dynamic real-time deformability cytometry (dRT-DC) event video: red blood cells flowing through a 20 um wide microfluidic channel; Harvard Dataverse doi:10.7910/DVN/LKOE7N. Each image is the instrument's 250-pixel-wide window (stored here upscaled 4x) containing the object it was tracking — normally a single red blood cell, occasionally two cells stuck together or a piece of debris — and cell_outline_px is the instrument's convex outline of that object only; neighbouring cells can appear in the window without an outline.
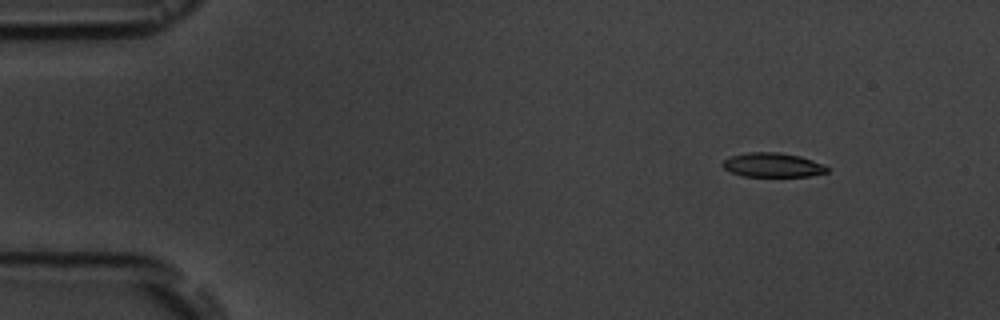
{"species": "common noctule bat (a hibernating species)", "species_latin": "Nyctalus noctula", "temperature_condition": "room temperature", "stored_images_in_passage": 4, "camera_frame_rate_fps": 3000, "um_per_image_px": 0.085, "animal": {"sex": "male", "body_mass_g": 19.5, "forearm_length_mm": 54.6}, "frame": {"image": 1, "passage_image": 1, "time_ms": 0.0, "image_size_px": [1000, 320], "cell_outline_px": [[828, 172], [808, 176], [744, 176], [732, 172], [724, 168], [724, 160], [732, 156], [748, 152], [780, 152], [800, 156], [824, 164], [828, 168]], "centroid_in_image_um": [65.72, 14.02], "position_along_channel_um": 19.3, "area_um2": 14.57}}
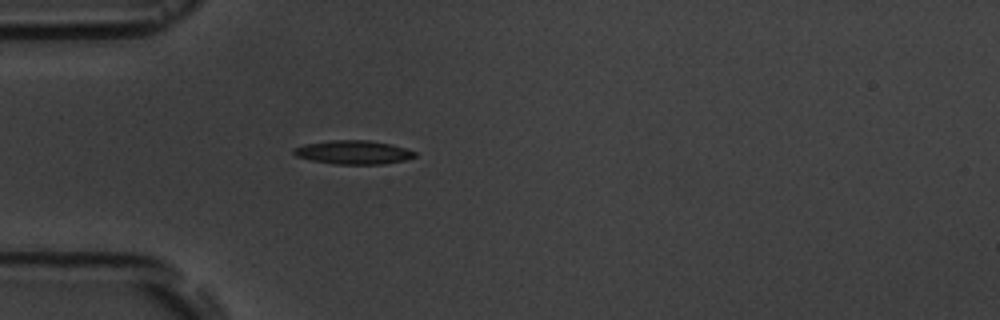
{"frame": {"image": 2, "passage_image": 4, "time_ms": 3.333, "image_size_px": [1000, 320], "cell_outline_px": [[416, 156], [404, 160], [384, 164], [336, 164], [312, 160], [296, 156], [292, 152], [292, 148], [304, 144], [328, 140], [368, 140], [392, 144], [416, 152]], "centroid_in_image_um": [30.01, 12.94], "position_along_channel_um": 55.0, "area_um2": 16.76}}